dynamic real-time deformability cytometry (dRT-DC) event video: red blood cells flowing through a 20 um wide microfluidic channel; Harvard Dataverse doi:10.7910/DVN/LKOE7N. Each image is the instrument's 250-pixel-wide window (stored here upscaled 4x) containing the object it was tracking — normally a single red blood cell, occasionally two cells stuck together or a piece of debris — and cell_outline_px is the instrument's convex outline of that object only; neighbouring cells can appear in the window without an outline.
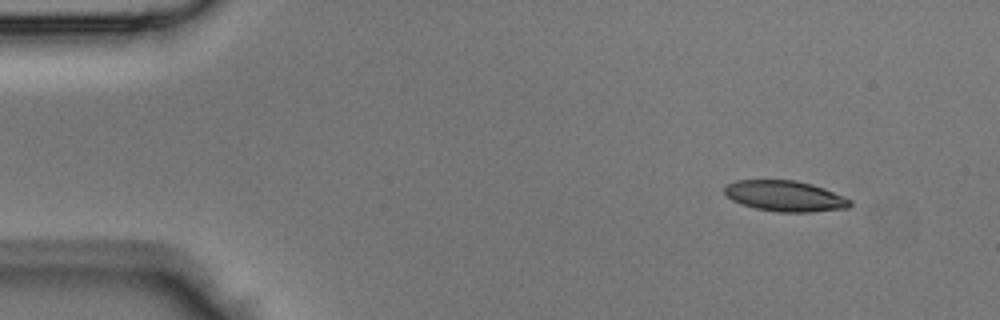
{"species": "Egyptian fruit bat (a non-hibernating species)", "species_latin": "Rousettus aegyptiacus", "temperature_condition": "room temperature", "stored_images_in_passage": 39, "camera_frame_rate_fps": 3000, "um_per_image_px": 0.085, "animal": {"sex": "male"}, "frame": {"image": 1, "passage_image": 1, "time_ms": 0.0, "image_size_px": [1000, 320], "cell_outline_px": [[852, 204], [848, 208], [812, 212], [780, 212], [756, 208], [732, 200], [724, 192], [724, 188], [728, 184], [736, 180], [796, 180], [812, 184], [824, 188], [844, 196], [852, 200]], "centroid_in_image_um": [66.77, 16.66], "position_along_channel_um": 18.2, "area_um2": 22.43}}
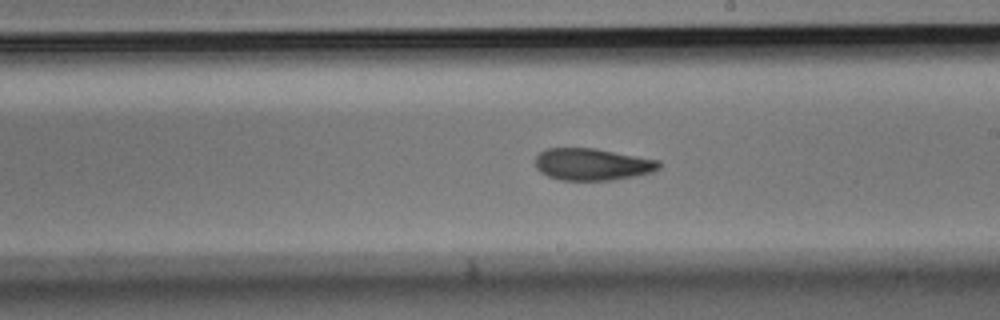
{"frame": {"image": 2, "passage_image": 21, "time_ms": 6.667, "image_size_px": [1000, 320], "cell_outline_px": [[660, 168], [652, 172], [636, 176], [612, 180], [560, 180], [548, 176], [540, 172], [536, 168], [536, 156], [540, 152], [548, 148], [596, 148], [660, 160]], "centroid_in_image_um": [50.36, 13.96], "position_along_channel_um": 238.6, "area_um2": 23.18}}
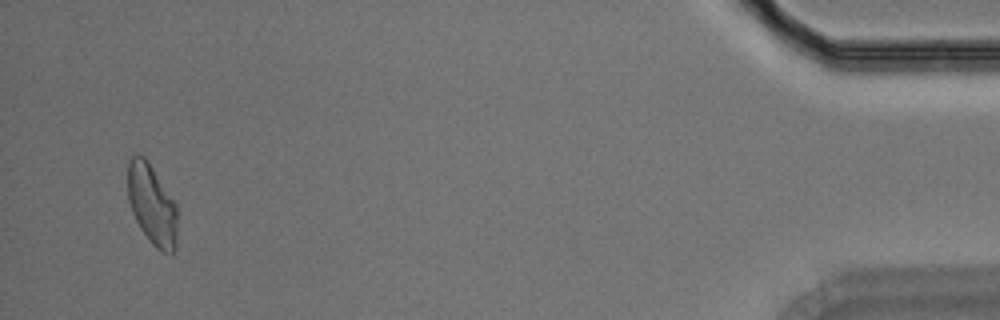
{"frame": {"image": 3, "passage_image": 38, "time_ms": 12.333, "image_size_px": [1000, 320], "cell_outline_px": [[176, 248], [172, 252], [160, 252], [152, 244], [140, 228], [132, 212], [128, 200], [128, 160], [132, 156], [140, 152], [148, 160], [176, 204]], "centroid_in_image_um": [12.9, 17.36], "position_along_channel_um": 422.3, "area_um2": 23.24}}